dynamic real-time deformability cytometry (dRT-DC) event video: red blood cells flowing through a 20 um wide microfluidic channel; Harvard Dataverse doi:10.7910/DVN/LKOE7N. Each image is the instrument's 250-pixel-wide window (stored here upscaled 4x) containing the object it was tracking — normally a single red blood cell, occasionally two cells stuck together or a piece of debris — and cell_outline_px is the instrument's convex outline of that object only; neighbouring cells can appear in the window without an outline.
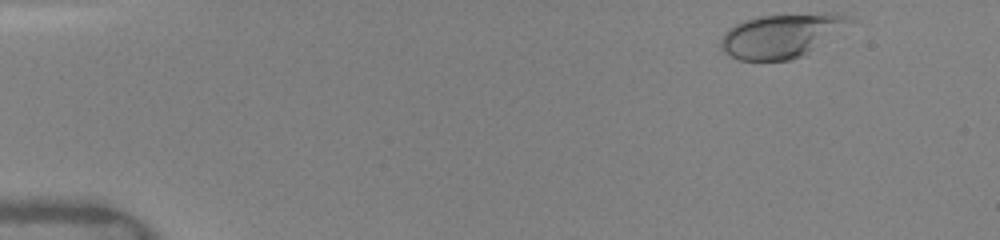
{"species": "human", "species_latin": "Homo sapiens", "temperature_condition": "warm", "stored_images_in_passage": 45, "camera_frame_rate_fps": 3000, "um_per_image_px": 0.085, "donor": {"sex": "female"}, "frame": {"image": 1, "passage_image": 1, "time_ms": 0.0, "image_size_px": [1000, 240], "cell_outline_px": [[852, 20], [812, 48], [800, 56], [788, 60], [740, 60], [724, 52], [720, 48], [720, 40], [724, 32], [728, 28], [744, 20], [760, 16], [820, 12], [836, 12], [852, 16]], "centroid_in_image_um": [66.33, 2.99], "position_along_channel_um": 18.7, "area_um2": 32.25}}
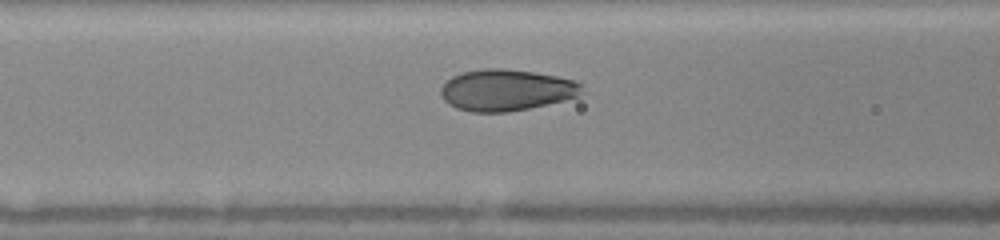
{"frame": {"image": 2, "passage_image": 17, "time_ms": 5.333, "image_size_px": [1000, 240], "cell_outline_px": [[584, 84], [580, 96], [564, 100], [528, 108], [508, 112], [472, 112], [456, 108], [448, 104], [440, 96], [440, 88], [452, 76], [464, 72], [484, 68], [500, 68], [532, 72], [556, 76], [572, 80]], "centroid_in_image_um": [43.02, 7.66], "position_along_channel_um": 123.6, "area_um2": 33.99}}
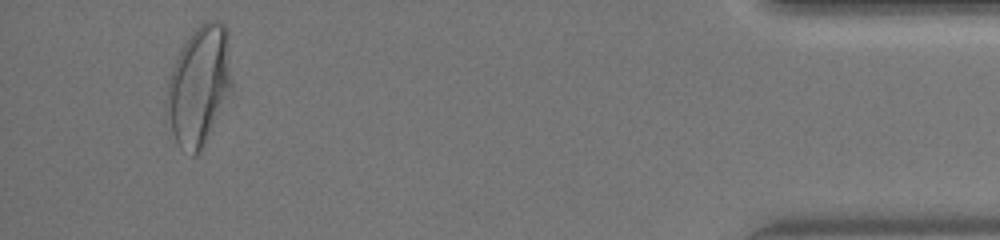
{"frame": {"image": 3, "passage_image": 43, "time_ms": 14.0, "image_size_px": [1000, 240], "cell_outline_px": [[232, 88], [200, 152], [196, 156], [192, 156], [180, 148], [176, 144], [164, 112], [164, 104], [168, 80], [172, 68], [184, 44], [192, 32], [204, 20], [216, 20], [224, 24], [228, 28], [232, 80]], "centroid_in_image_um": [16.9, 7.29], "position_along_channel_um": 418.3, "area_um2": 45.78}, "authors_computed_cell_mechanics": {"area_um2": 34.102, "velocity_mm_per_s": 4.1021, "shape_relaxation_time_tau1_ms": 4.0677, "shape_relaxation_time_tau2_ms": null, "deformation_change_tau1": 0.1929, "deformation_change_tau2": null}}